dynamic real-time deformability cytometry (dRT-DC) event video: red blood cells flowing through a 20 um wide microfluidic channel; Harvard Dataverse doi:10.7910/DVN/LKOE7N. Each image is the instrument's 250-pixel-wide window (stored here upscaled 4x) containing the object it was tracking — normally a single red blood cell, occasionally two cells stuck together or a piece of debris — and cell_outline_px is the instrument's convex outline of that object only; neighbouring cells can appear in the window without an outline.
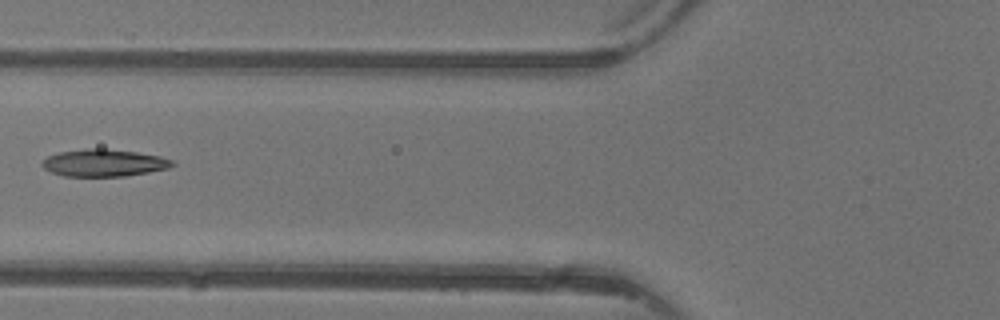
{"species": "common noctule bat (a hibernating species)", "species_latin": "Nyctalus noctula", "temperature_condition": "warm", "stored_images_in_passage": 6, "camera_frame_rate_fps": 3000, "um_per_image_px": 0.085, "animal": {"sex": "female"}, "frame": {"image": 1, "passage_image": 6, "time_ms": 6.0, "image_size_px": [1000, 320], "cell_outline_px": [[176, 164], [168, 168], [148, 172], [124, 176], [64, 176], [52, 172], [44, 168], [40, 164], [48, 156], [60, 152], [84, 148], [104, 148], [136, 152], [160, 156], [172, 160]], "centroid_in_image_um": [8.83, 13.83], "position_along_channel_um": 117.0, "area_um2": 20.58}}